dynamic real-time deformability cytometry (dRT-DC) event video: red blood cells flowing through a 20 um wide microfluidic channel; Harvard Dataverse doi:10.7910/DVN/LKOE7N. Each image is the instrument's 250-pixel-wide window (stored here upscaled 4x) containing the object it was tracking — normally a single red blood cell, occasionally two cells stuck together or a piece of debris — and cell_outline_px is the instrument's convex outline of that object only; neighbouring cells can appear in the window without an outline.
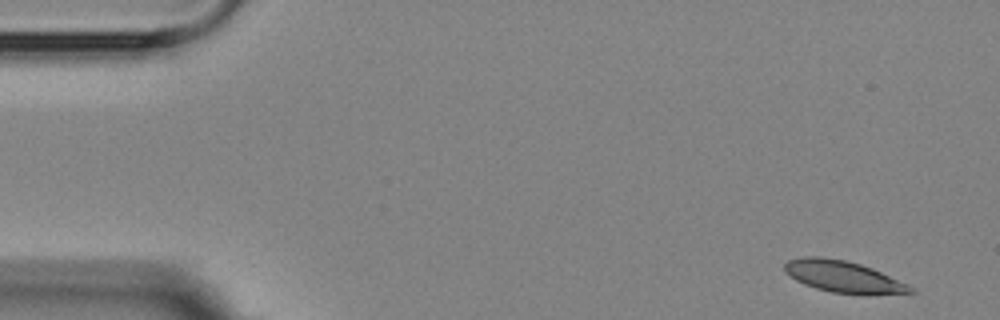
{"species": "Egyptian fruit bat (a non-hibernating species)", "species_latin": "Rousettus aegyptiacus", "temperature_condition": "room temperature", "stored_images_in_passage": 9, "camera_frame_rate_fps": 3000, "um_per_image_px": 0.085, "animal": {"sex": "female"}, "frame": {"image": 1, "passage_image": 1, "time_ms": 0.0, "image_size_px": [1000, 320], "cell_outline_px": [[916, 292], [872, 296], [832, 292], [816, 288], [804, 284], [796, 280], [784, 272], [784, 264], [788, 260], [804, 256], [820, 256], [844, 260], [860, 264], [872, 268], [908, 284], [916, 288]], "centroid_in_image_um": [71.72, 23.54], "position_along_channel_um": 13.3, "area_um2": 23.58}}
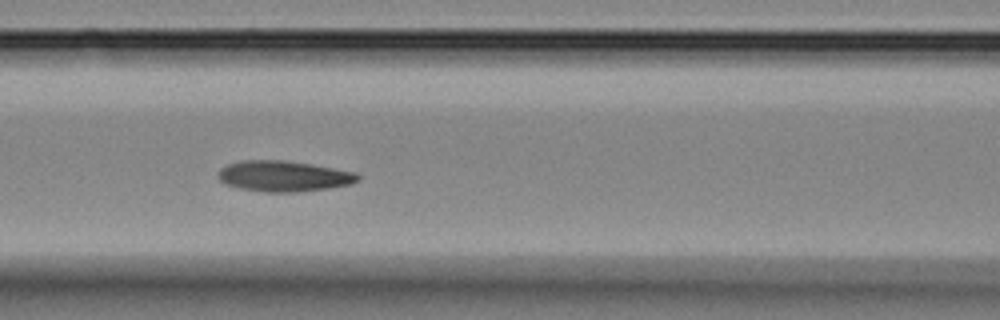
{"frame": {"image": 2, "passage_image": 6, "time_ms": 6.667, "image_size_px": [1000, 320], "cell_outline_px": [[360, 180], [352, 184], [328, 188], [296, 192], [264, 192], [240, 188], [224, 184], [216, 176], [220, 168], [228, 164], [240, 160], [284, 160], [312, 164], [356, 172], [360, 176]], "centroid_in_image_um": [24.1, 14.97], "position_along_channel_um": 142.5, "area_um2": 25.26}}
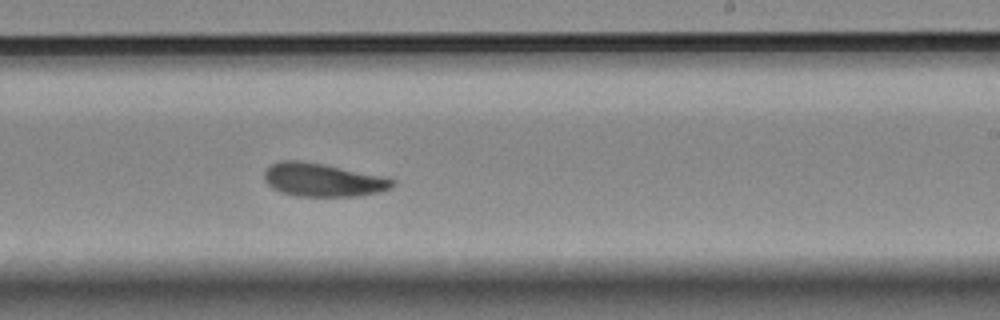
{"frame": {"image": 3, "passage_image": 9, "time_ms": 10.0, "image_size_px": [1000, 320], "cell_outline_px": [[392, 188], [376, 192], [356, 196], [296, 196], [280, 192], [272, 188], [264, 180], [264, 172], [272, 164], [280, 160], [300, 160], [324, 164], [380, 176], [392, 180]], "centroid_in_image_um": [27.35, 15.29], "position_along_channel_um": 261.7, "area_um2": 24.51}}